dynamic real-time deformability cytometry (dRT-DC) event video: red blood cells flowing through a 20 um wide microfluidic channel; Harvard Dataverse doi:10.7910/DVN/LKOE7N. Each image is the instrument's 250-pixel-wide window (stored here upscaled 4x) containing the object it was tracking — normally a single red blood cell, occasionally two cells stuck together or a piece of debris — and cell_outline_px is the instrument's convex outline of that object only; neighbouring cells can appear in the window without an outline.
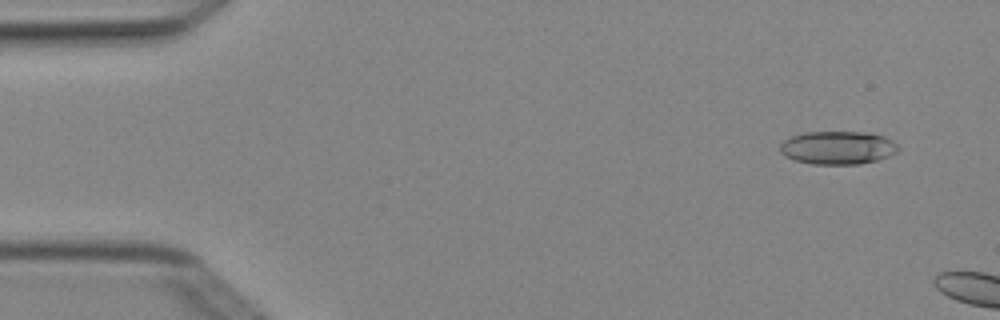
{"species": "Egyptian fruit bat (a non-hibernating species)", "species_latin": "Rousettus aegyptiacus", "temperature_condition": "cold", "stored_images_in_passage": 3, "camera_frame_rate_fps": 3000, "um_per_image_px": 0.085, "animal": {"sex": "female"}, "frame": {"image": 1, "passage_image": 1, "time_ms": 0.0, "image_size_px": [1000, 320], "cell_outline_px": [[900, 148], [896, 152], [888, 156], [876, 160], [860, 164], [812, 164], [796, 160], [784, 156], [780, 152], [780, 144], [784, 140], [792, 136], [804, 132], [868, 132], [884, 136], [892, 140]], "centroid_in_image_um": [71.2, 12.55], "position_along_channel_um": 13.8, "area_um2": 22.89}}